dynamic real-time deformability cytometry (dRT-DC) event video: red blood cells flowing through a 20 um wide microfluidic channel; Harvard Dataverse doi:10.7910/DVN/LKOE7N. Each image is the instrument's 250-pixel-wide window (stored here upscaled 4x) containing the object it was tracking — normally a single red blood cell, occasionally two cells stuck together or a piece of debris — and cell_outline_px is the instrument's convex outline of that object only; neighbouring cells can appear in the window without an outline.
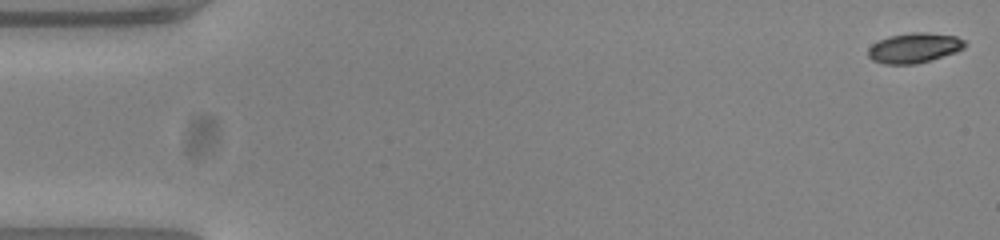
{"species": "common noctule bat (a hibernating species)", "species_latin": "Nyctalus noctula", "temperature_condition": "warm", "stored_images_in_passage": 54, "camera_frame_rate_fps": 3000, "um_per_image_px": 0.085, "animal": {"sex": "female", "body_mass_g": 23.0, "forearm_length_mm": 53.4}, "frame": {"image": 1, "passage_image": 1, "time_ms": 0.0, "image_size_px": [1000, 240], "cell_outline_px": [[968, 44], [964, 48], [956, 52], [916, 64], [884, 64], [872, 60], [868, 56], [868, 48], [872, 44], [888, 36], [912, 32], [924, 32], [956, 36], [964, 40]], "centroid_in_image_um": [77.71, 4.07], "position_along_channel_um": 7.3, "area_um2": 16.94}}
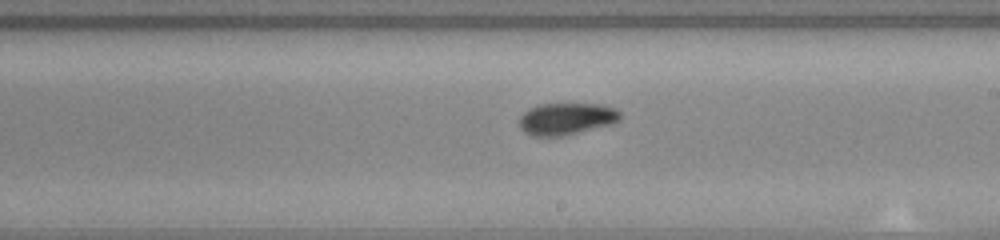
{"frame": {"image": 2, "passage_image": 31, "time_ms": 10.0, "image_size_px": [1000, 240], "cell_outline_px": [[620, 120], [612, 124], [564, 136], [532, 136], [524, 132], [520, 128], [520, 116], [528, 108], [536, 104], [604, 104], [616, 108], [620, 112]], "centroid_in_image_um": [48.15, 10.09], "position_along_channel_um": 240.9, "area_um2": 19.02}}
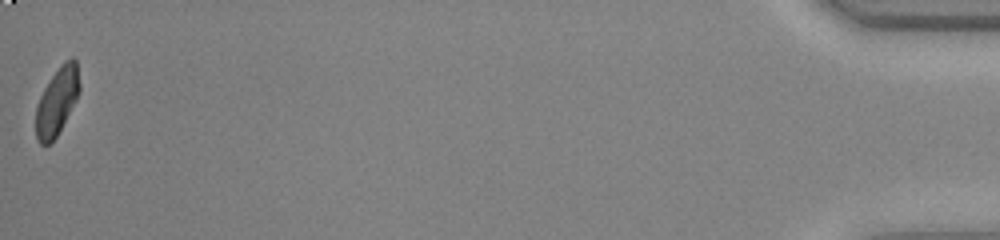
{"frame": {"image": 3, "passage_image": 54, "time_ms": 17.667, "image_size_px": [1000, 240], "cell_outline_px": [[80, 92], [76, 100], [56, 136], [48, 144], [40, 144], [36, 140], [36, 108], [40, 96], [44, 88], [60, 64], [64, 60], [72, 56], [76, 60], [80, 84]], "centroid_in_image_um": [4.85, 8.56], "position_along_channel_um": 430.3, "area_um2": 17.05}, "authors_computed_cell_mechanics": {"area_um2": 17.8602, "velocity_mm_per_s": 3.8007, "shape_relaxation_time_tau1_ms": 3.8327, "shape_relaxation_time_tau2_ms": 1.9446, "deformation_change_tau1": 0.1698, "deformation_change_tau2": 0.0617}}